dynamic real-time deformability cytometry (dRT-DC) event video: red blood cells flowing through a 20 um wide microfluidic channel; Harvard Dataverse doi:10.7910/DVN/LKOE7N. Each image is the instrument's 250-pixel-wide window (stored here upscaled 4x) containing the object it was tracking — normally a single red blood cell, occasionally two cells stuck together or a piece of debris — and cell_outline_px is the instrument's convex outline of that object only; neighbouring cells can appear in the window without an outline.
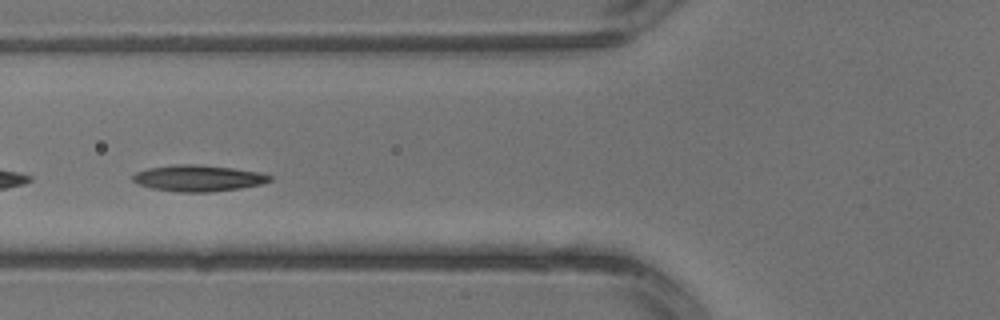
{"species": "common noctule bat (a hibernating species)", "species_latin": "Nyctalus noctula", "temperature_condition": "warm", "stored_images_in_passage": 3, "segment_of_instrument_passage": [2, 2], "camera_frame_rate_fps": 3000, "um_per_image_px": 0.085, "animal": {"sex": "male", "body_mass_g": 13.3}, "frame": {"image": 1, "passage_image": 3, "time_ms": 0.667, "image_size_px": [1000, 320], "cell_outline_px": [[272, 180], [260, 184], [240, 188], [212, 192], [180, 192], [152, 188], [140, 184], [132, 180], [132, 176], [136, 172], [148, 168], [176, 164], [196, 164], [232, 168], [260, 172], [272, 176]], "centroid_in_image_um": [16.86, 15.14], "position_along_channel_um": 108.9, "area_um2": 20.87}}